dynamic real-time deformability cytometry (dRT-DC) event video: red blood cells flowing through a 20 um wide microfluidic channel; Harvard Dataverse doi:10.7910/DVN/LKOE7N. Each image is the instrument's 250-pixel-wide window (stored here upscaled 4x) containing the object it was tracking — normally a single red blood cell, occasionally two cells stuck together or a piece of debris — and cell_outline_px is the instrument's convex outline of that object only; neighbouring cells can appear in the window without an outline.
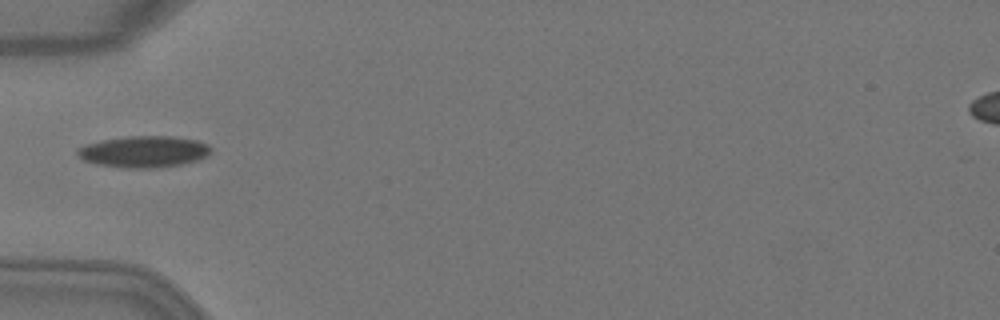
{"species": "Egyptian fruit bat (a non-hibernating species)", "species_latin": "Rousettus aegyptiacus", "temperature_condition": "warm", "stored_images_in_passage": 2, "camera_frame_rate_fps": 3000, "um_per_image_px": 0.085, "animal": {"sex": "female"}, "frame": {"image": 1, "passage_image": 1, "time_ms": 0.0, "image_size_px": [1000, 320], "cell_outline_px": [[212, 148], [200, 160], [180, 164], [156, 168], [124, 168], [96, 164], [84, 160], [76, 152], [80, 148], [88, 144], [104, 140], [128, 136], [172, 136], [196, 140], [208, 144]], "centroid_in_image_um": [12.25, 12.89], "position_along_channel_um": 72.7, "area_um2": 24.22}}